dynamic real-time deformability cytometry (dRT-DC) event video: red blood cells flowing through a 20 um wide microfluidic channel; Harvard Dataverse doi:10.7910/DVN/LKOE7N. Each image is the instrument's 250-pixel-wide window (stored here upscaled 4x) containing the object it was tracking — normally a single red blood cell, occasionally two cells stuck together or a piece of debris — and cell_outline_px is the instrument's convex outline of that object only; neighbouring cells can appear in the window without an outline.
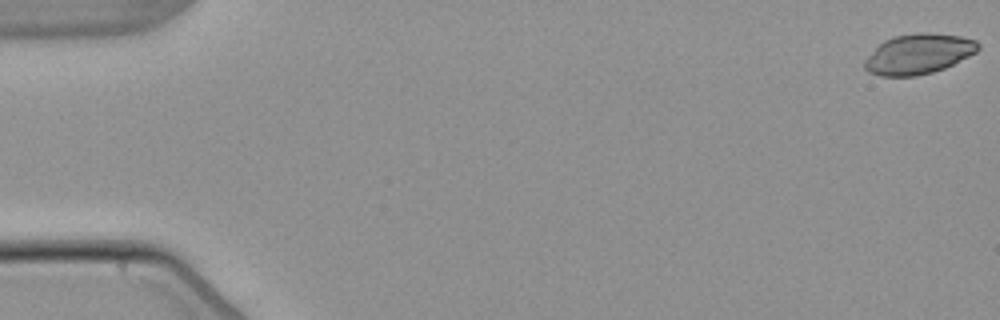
{"species": "common noctule bat (a hibernating species)", "species_latin": "Nyctalus noctula", "temperature_condition": "warm", "stored_images_in_passage": 4, "camera_frame_rate_fps": 3000, "um_per_image_px": 0.085, "animal": {"sex": "male", "body_mass_g": 21.5, "forearm_length_mm": 52.0}, "frame": {"image": 1, "passage_image": 1, "time_ms": 0.0, "image_size_px": [1000, 320], "cell_outline_px": [[980, 48], [976, 52], [944, 68], [932, 72], [916, 76], [880, 76], [868, 72], [864, 68], [864, 60], [884, 40], [892, 36], [916, 32], [928, 32], [960, 36], [976, 40], [980, 44]], "centroid_in_image_um": [78.06, 4.57], "position_along_channel_um": 6.9, "area_um2": 26.59}}
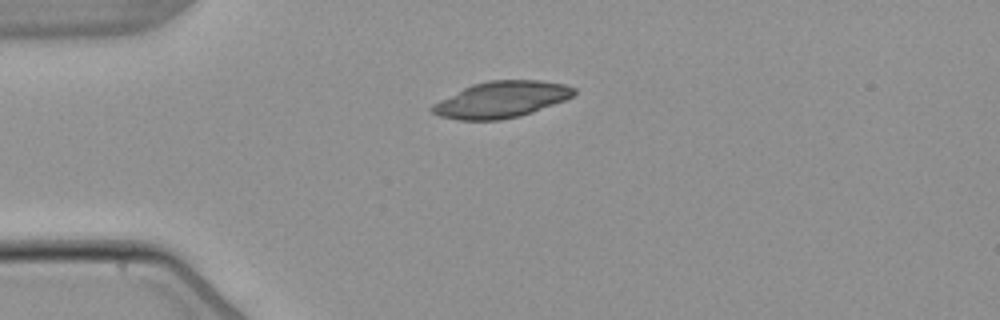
{"frame": {"image": 2, "passage_image": 4, "time_ms": 4.333, "image_size_px": [1000, 320], "cell_outline_px": [[576, 92], [572, 96], [564, 100], [532, 112], [520, 116], [500, 120], [460, 120], [440, 116], [432, 112], [428, 108], [432, 104], [472, 84], [488, 80], [540, 80], [564, 84], [576, 88]], "centroid_in_image_um": [42.6, 8.46], "position_along_channel_um": 42.4, "area_um2": 29.88}}